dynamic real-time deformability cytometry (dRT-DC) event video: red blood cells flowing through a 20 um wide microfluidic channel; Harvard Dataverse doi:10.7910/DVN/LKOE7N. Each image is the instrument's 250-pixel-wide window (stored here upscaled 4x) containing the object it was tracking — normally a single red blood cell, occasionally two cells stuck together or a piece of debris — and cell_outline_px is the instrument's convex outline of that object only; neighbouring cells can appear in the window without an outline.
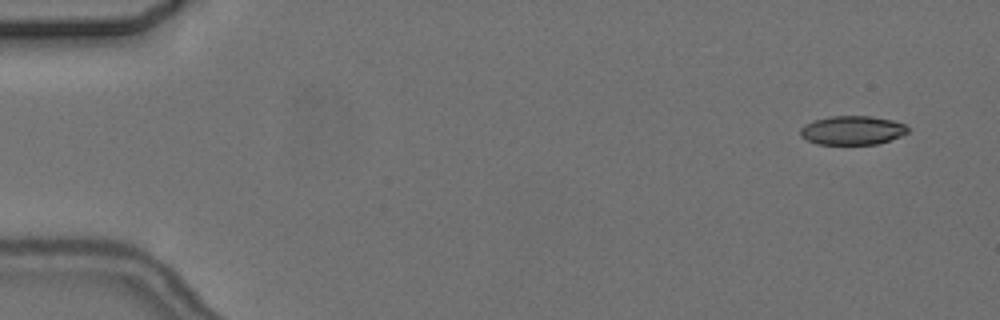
{"species": "common noctule bat (a hibernating species)", "species_latin": "Nyctalus noctula", "temperature_condition": "cold", "stored_images_in_passage": 5, "camera_frame_rate_fps": 3000, "um_per_image_px": 0.085, "animal": {"sex": "female", "body_mass_g": 24.6, "forearm_length_mm": 56.2}, "frame": {"image": 1, "passage_image": 1, "time_ms": 0.0, "image_size_px": [1000, 320], "cell_outline_px": [[908, 132], [900, 136], [876, 144], [816, 144], [800, 136], [800, 128], [804, 124], [812, 120], [832, 116], [872, 116], [892, 120], [904, 124], [908, 128]], "centroid_in_image_um": [72.41, 11.07], "position_along_channel_um": 12.6, "area_um2": 18.09}}
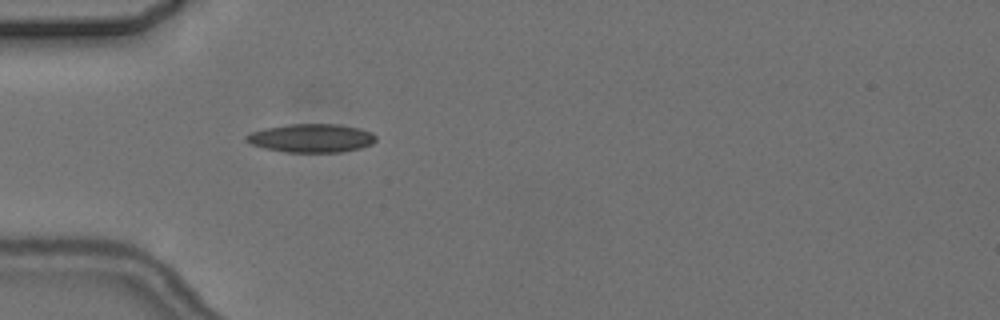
{"frame": {"image": 2, "passage_image": 5, "time_ms": 4.667, "image_size_px": [1000, 320], "cell_outline_px": [[376, 140], [372, 144], [360, 148], [340, 152], [288, 152], [264, 148], [252, 144], [244, 140], [244, 136], [252, 132], [264, 128], [288, 124], [340, 124], [360, 128], [372, 132], [376, 136]], "centroid_in_image_um": [26.48, 11.73], "position_along_channel_um": 58.5, "area_um2": 21.62}}